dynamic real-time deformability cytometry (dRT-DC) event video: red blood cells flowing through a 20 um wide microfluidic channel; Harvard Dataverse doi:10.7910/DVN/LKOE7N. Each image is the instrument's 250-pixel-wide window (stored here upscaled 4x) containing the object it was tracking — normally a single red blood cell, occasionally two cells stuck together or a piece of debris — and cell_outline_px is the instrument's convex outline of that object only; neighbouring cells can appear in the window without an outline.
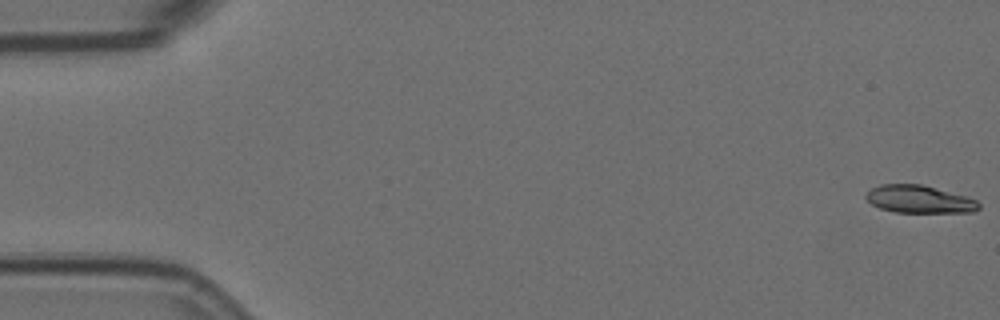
{"species": "Egyptian fruit bat (a non-hibernating species)", "species_latin": "Rousettus aegyptiacus", "temperature_condition": "room temperature", "stored_images_in_passage": 57, "camera_frame_rate_fps": 3000, "um_per_image_px": 0.085, "animal": {"sex": "female"}, "frame": {"image": 1, "passage_image": 1, "time_ms": 0.0, "image_size_px": [1000, 320], "cell_outline_px": [[980, 208], [972, 212], [896, 212], [880, 208], [872, 204], [864, 196], [872, 188], [880, 184], [920, 184], [964, 196], [976, 200], [980, 204]], "centroid_in_image_um": [78.12, 16.94], "position_along_channel_um": 6.9, "area_um2": 17.86}}
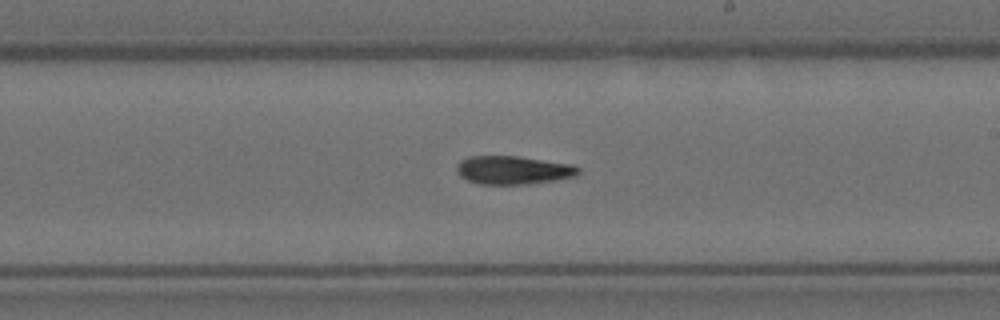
{"frame": {"image": 2, "passage_image": 33, "time_ms": 10.667, "image_size_px": [1000, 320], "cell_outline_px": [[580, 172], [576, 176], [528, 184], [480, 184], [468, 180], [460, 176], [456, 172], [456, 164], [460, 160], [468, 156], [520, 156], [572, 164], [580, 168]], "centroid_in_image_um": [43.6, 14.44], "position_along_channel_um": 245.4, "area_um2": 20.23}}
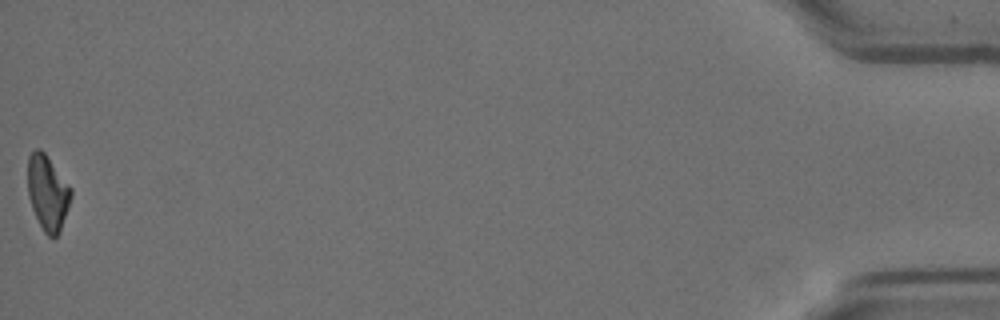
{"frame": {"image": 3, "passage_image": 57, "time_ms": 18.667, "image_size_px": [1000, 320], "cell_outline_px": [[72, 196], [60, 232], [56, 236], [48, 236], [44, 232], [32, 208], [28, 196], [28, 156], [36, 148], [40, 148], [44, 152], [72, 188]], "centroid_in_image_um": [4.06, 16.37], "position_along_channel_um": 431.1, "area_um2": 18.84}, "authors_computed_cell_mechanics": {"area_um2": 19.5942, "velocity_mm_per_s": 3.598, "shape_relaxation_time_tau1_ms": 11.3147, "shape_relaxation_time_tau2_ms": null, "deformation_change_tau1": 0.2608, "deformation_change_tau2": null}}